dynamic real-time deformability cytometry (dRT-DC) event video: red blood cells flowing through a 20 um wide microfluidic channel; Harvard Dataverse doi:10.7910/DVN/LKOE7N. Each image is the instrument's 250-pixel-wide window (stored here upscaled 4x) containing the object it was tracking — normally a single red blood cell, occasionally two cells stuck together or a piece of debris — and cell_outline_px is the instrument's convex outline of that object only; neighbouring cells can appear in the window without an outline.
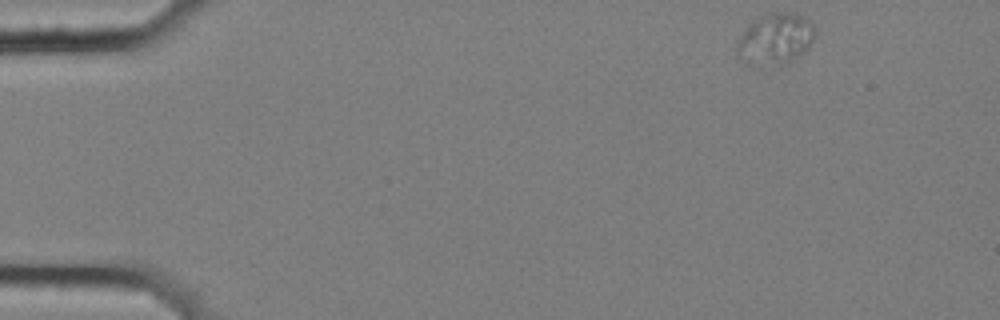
{"species": "common noctule bat (a hibernating species)", "species_latin": "Nyctalus noctula", "temperature_condition": "cold", "stored_images_in_passage": 14, "camera_frame_rate_fps": 3000, "um_per_image_px": 0.085, "animal": {"sex": "female", "body_mass_g": 25.1}, "frame": {"image": 1, "passage_image": 1, "time_ms": 0.0, "image_size_px": [1000, 320], "cell_outline_px": [[816, 36], [812, 44], [800, 56], [788, 64], [760, 68], [752, 68], [744, 64], [736, 56], [736, 40], [744, 28], [752, 20], [768, 12], [796, 12], [808, 20], [816, 28]], "centroid_in_image_um": [65.85, 3.37], "position_along_channel_um": 19.2, "area_um2": 24.85}}
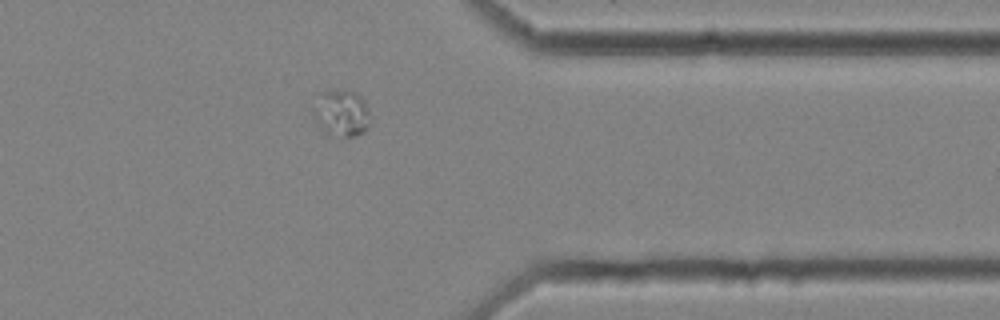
{"frame": {"image": 2, "passage_image": 12, "time_ms": 3.667, "image_size_px": [1000, 320], "cell_outline_px": [[368, 128], [364, 132], [356, 136], [328, 136], [320, 128], [312, 116], [312, 108], [324, 92], [344, 88], [356, 92], [364, 100], [368, 108]], "centroid_in_image_um": [29.01, 9.63], "position_along_channel_um": 382.4, "area_um2": 15.66}}
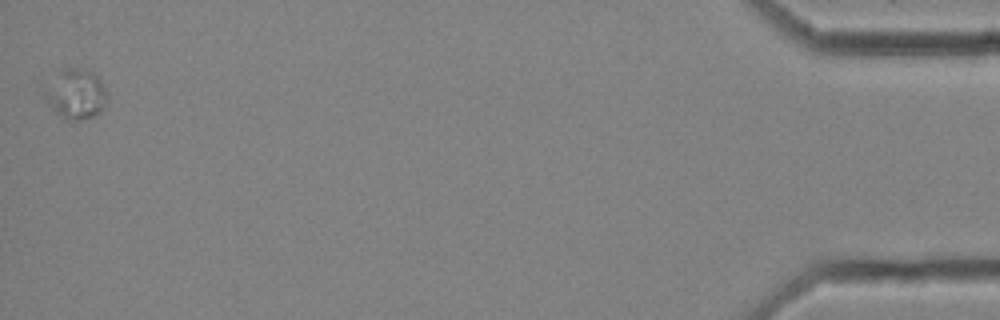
{"frame": {"image": 3, "passage_image": 14, "time_ms": 4.333, "image_size_px": [1000, 320], "cell_outline_px": [[108, 100], [104, 108], [100, 112], [92, 116], [80, 120], [64, 120], [52, 108], [44, 92], [60, 68], [88, 68], [96, 72], [100, 76], [108, 96]], "centroid_in_image_um": [6.52, 7.96], "position_along_channel_um": 428.7, "area_um2": 18.38}}